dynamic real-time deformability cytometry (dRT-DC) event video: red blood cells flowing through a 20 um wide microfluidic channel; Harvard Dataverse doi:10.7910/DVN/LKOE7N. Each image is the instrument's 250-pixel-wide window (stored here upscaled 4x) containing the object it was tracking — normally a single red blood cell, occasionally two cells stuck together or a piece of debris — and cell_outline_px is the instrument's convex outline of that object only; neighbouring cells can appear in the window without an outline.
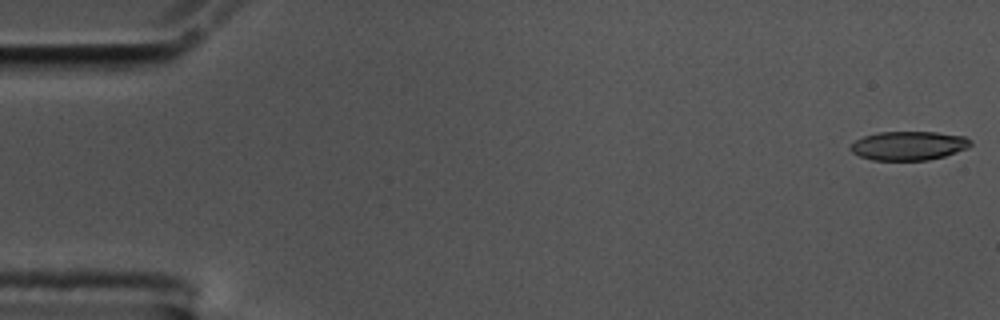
{"species": "common noctule bat (a hibernating species)", "species_latin": "Nyctalus noctula", "temperature_condition": "cold", "stored_images_in_passage": 57, "camera_frame_rate_fps": 3000, "um_per_image_px": 0.085, "animal": {"sex": "male", "body_mass_g": 17.5, "forearm_length_mm": 52.3}, "frame": {"image": 1, "passage_image": 1, "time_ms": 0.0, "image_size_px": [1000, 320], "cell_outline_px": [[972, 144], [968, 148], [944, 156], [928, 160], [872, 160], [860, 156], [852, 152], [848, 148], [856, 140], [864, 136], [876, 132], [936, 132], [964, 136], [972, 140]], "centroid_in_image_um": [77.24, 12.38], "position_along_channel_um": 7.8, "area_um2": 20.29}}
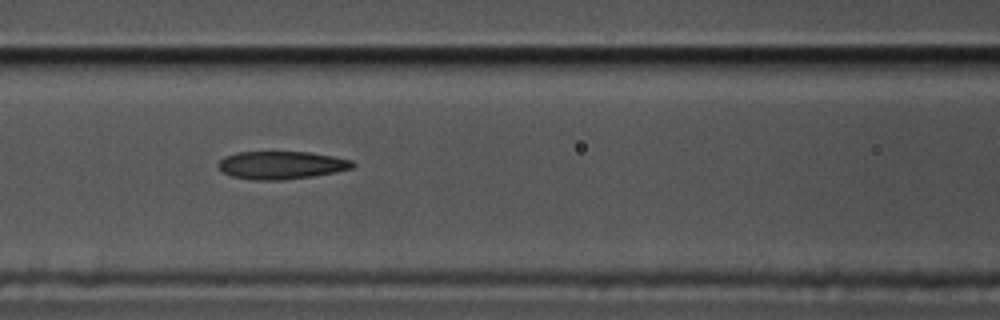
{"frame": {"image": 2, "passage_image": 24, "time_ms": 7.667, "image_size_px": [1000, 320], "cell_outline_px": [[356, 164], [352, 168], [336, 172], [312, 176], [280, 180], [256, 180], [232, 176], [224, 172], [216, 164], [224, 156], [236, 152], [308, 152], [332, 156], [352, 160]], "centroid_in_image_um": [23.91, 14.03], "position_along_channel_um": 142.7, "area_um2": 21.73}}
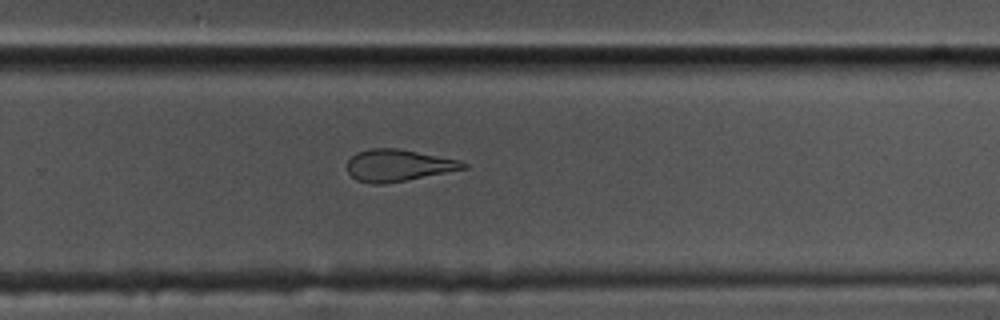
{"frame": {"image": 3, "passage_image": 37, "time_ms": 12.0, "image_size_px": [1000, 320], "cell_outline_px": [[468, 168], [384, 184], [372, 184], [356, 180], [348, 172], [348, 160], [356, 152], [372, 148], [400, 148], [460, 160], [468, 164]], "centroid_in_image_um": [33.85, 14.05], "position_along_channel_um": 295.9, "area_um2": 21.56}, "authors_computed_cell_mechanics": {"area_um2": 22.4264, "velocity_mm_per_s": 3.5482, "shape_relaxation_time_tau1_ms": 10.9753, "shape_relaxation_time_tau2_ms": 3.3147, "deformation_change_tau1": 0.2815, "deformation_change_tau2": 0.1364}}